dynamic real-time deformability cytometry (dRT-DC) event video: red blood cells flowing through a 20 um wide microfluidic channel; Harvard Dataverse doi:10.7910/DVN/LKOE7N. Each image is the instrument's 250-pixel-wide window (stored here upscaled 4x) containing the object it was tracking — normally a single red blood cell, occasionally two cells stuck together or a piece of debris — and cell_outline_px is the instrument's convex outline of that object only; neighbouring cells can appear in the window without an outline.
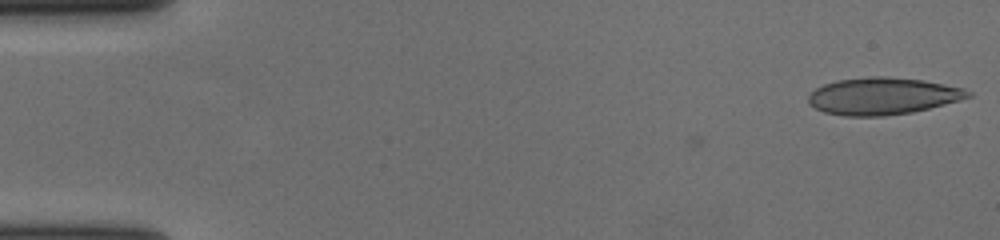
{"species": "human", "species_latin": "Homo sapiens", "temperature_condition": "cold", "stored_images_in_passage": 57, "camera_frame_rate_fps": 3000, "um_per_image_px": 0.085, "donor": {"sex": "female"}, "frame": {"image": 1, "passage_image": 1, "time_ms": 0.0, "image_size_px": [1000, 240], "cell_outline_px": [[972, 96], [960, 100], [912, 112], [884, 116], [844, 116], [824, 112], [808, 104], [808, 96], [816, 88], [824, 84], [836, 80], [872, 76], [888, 76], [924, 80], [964, 88], [972, 92]], "centroid_in_image_um": [75.02, 8.16], "position_along_channel_um": 10.0, "area_um2": 34.56}}
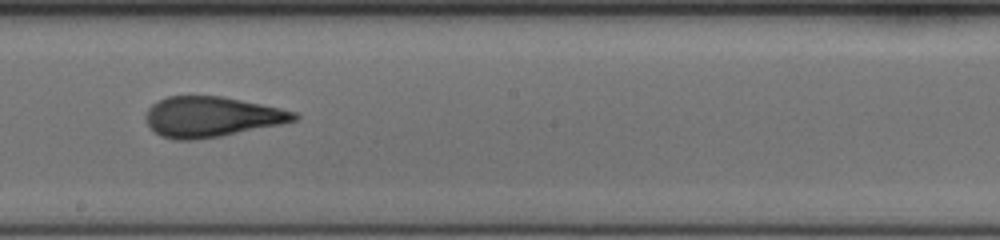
{"frame": {"image": 2, "passage_image": 32, "time_ms": 10.333, "image_size_px": [1000, 240], "cell_outline_px": [[300, 116], [296, 120], [280, 124], [220, 136], [192, 140], [176, 140], [160, 136], [148, 124], [148, 108], [152, 104], [168, 96], [224, 96], [280, 108], [296, 112]], "centroid_in_image_um": [18.0, 9.92], "position_along_channel_um": 230.2, "area_um2": 34.45}}
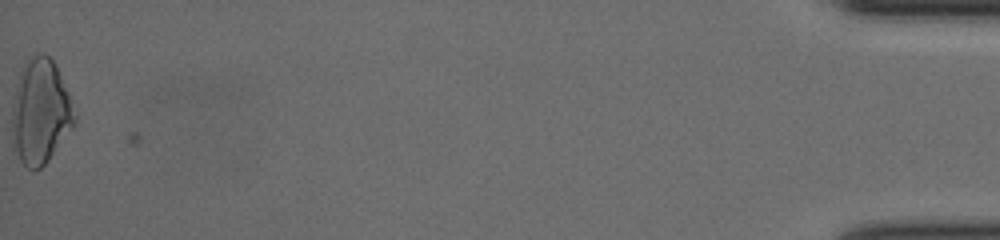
{"frame": {"image": 3, "passage_image": 57, "time_ms": 18.667, "image_size_px": [1000, 240], "cell_outline_px": [[76, 120], [72, 128], [48, 160], [40, 168], [32, 172], [12, 152], [12, 108], [16, 84], [20, 72], [28, 56], [40, 52], [44, 52], [56, 64], [68, 92], [76, 116]], "centroid_in_image_um": [3.41, 9.49], "position_along_channel_um": 431.8, "area_um2": 38.55}, "authors_computed_cell_mechanics": {"area_um2": 34.4488, "velocity_mm_per_s": 3.6369, "shape_relaxation_time_tau1_ms": 4.8586, "shape_relaxation_time_tau2_ms": 1.2474, "deformation_change_tau1": 0.1747, "deformation_change_tau2": 0.1063}}